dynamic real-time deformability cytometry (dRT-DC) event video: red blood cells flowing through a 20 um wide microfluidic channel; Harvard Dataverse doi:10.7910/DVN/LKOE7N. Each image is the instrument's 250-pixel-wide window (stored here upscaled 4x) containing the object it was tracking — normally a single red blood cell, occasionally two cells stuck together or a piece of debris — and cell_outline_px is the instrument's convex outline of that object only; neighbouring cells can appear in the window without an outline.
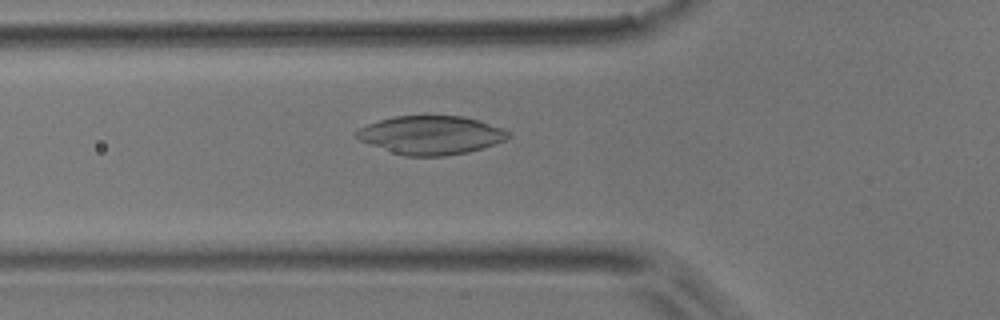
{"species": "common noctule bat (a hibernating species)", "species_latin": "Nyctalus noctula", "temperature_condition": "room temperature", "stored_images_in_passage": 50, "camera_frame_rate_fps": 3000, "um_per_image_px": 0.085, "animal": {"sex": "male", "body_mass_g": 17.9}, "frame": {"image": 1, "passage_image": 17, "time_ms": 5.333, "image_size_px": [1000, 320], "cell_outline_px": [[512, 136], [504, 140], [468, 152], [444, 156], [404, 156], [392, 152], [360, 140], [356, 136], [356, 132], [360, 128], [368, 124], [380, 120], [396, 116], [464, 116], [480, 120], [504, 128]], "centroid_in_image_um": [36.66, 11.48], "position_along_channel_um": 89.1, "area_um2": 33.81}}
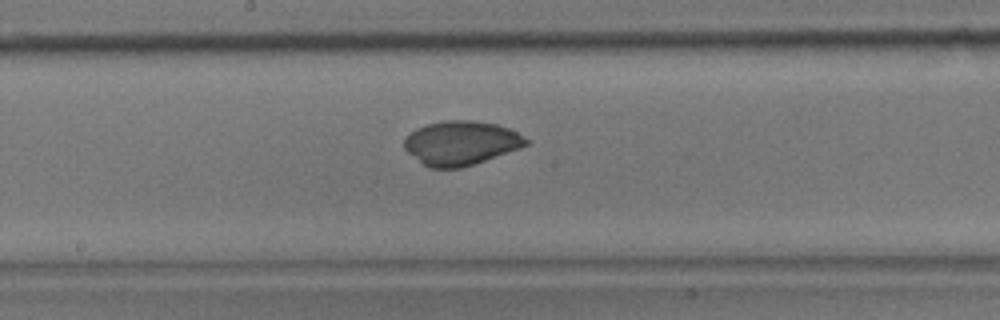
{"frame": {"image": 2, "passage_image": 26, "time_ms": 8.333, "image_size_px": [1000, 320], "cell_outline_px": [[532, 140], [528, 144], [520, 148], [460, 168], [428, 168], [408, 152], [404, 148], [404, 136], [408, 132], [416, 128], [428, 124], [444, 120], [472, 120], [496, 124], [508, 128]], "centroid_in_image_um": [39.16, 12.14], "position_along_channel_um": 209.0, "area_um2": 31.33}}
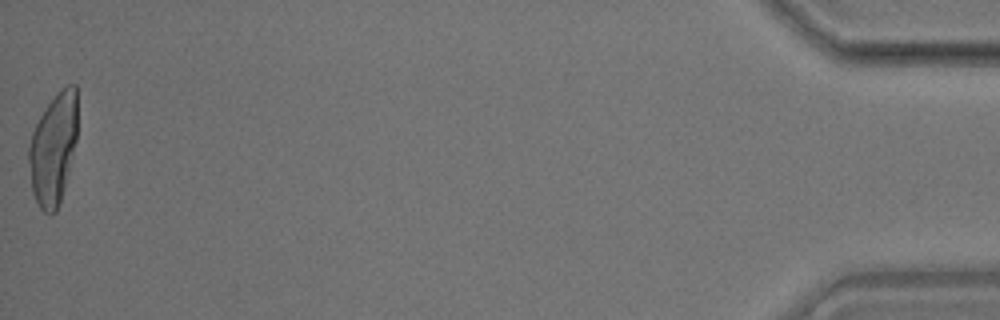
{"frame": {"image": 3, "passage_image": 50, "time_ms": 16.333, "image_size_px": [1000, 320], "cell_outline_px": [[76, 140], [64, 188], [56, 212], [48, 216], [40, 208], [32, 192], [28, 160], [28, 148], [32, 132], [40, 116], [48, 104], [68, 84], [76, 84]], "centroid_in_image_um": [4.51, 12.7], "position_along_channel_um": 430.7, "area_um2": 31.04}}